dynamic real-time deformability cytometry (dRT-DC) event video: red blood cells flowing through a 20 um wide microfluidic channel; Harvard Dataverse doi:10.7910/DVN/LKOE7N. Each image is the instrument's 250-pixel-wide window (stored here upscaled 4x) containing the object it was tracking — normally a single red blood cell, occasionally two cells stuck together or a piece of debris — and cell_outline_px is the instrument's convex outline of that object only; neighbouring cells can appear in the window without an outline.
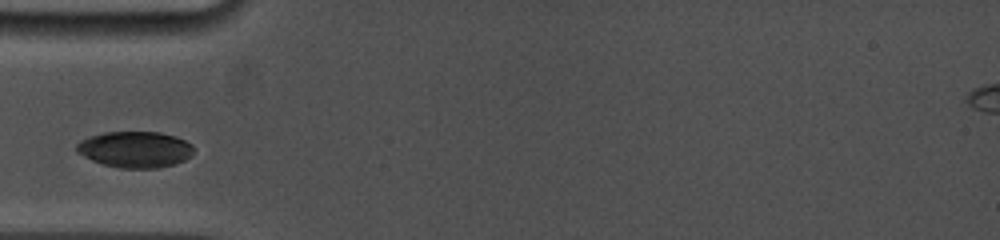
{"species": "common noctule bat (a hibernating species)", "species_latin": "Nyctalus noctula", "temperature_condition": "cold", "stored_images_in_passage": 1, "camera_frame_rate_fps": 5000, "um_per_image_px": 0.085, "animal": {"sex": "female", "body_mass_g": 19.0, "forearm_length_mm": 53.3}, "frame": {"image": 1, "passage_image": 1, "time_ms": 0.0, "image_size_px": [1000, 240], "cell_outline_px": [[192, 156], [176, 164], [156, 168], [120, 168], [104, 164], [92, 160], [76, 152], [76, 144], [80, 140], [88, 136], [104, 132], [160, 132], [176, 136], [192, 144]], "centroid_in_image_um": [11.48, 12.69], "position_along_channel_um": 73.5, "area_um2": 24.8}}